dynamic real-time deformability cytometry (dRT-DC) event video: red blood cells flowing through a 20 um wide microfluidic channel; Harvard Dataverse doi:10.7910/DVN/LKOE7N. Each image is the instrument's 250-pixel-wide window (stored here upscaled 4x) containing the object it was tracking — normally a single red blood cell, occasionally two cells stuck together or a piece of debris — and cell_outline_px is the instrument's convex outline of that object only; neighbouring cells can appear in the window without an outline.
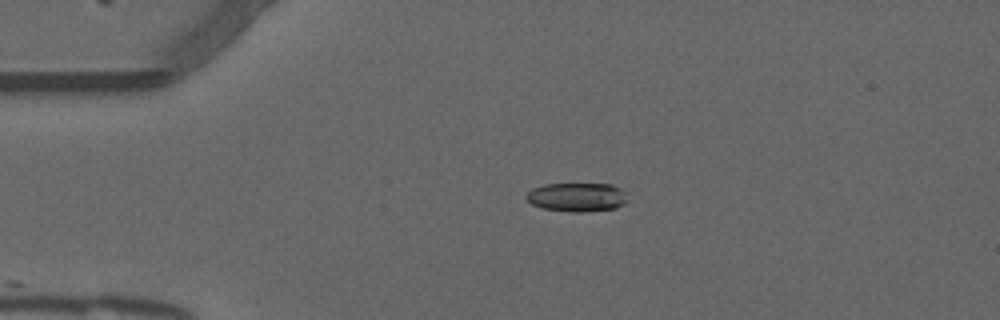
{"species": "common noctule bat (a hibernating species)", "species_latin": "Nyctalus noctula", "temperature_condition": "warm", "stored_images_in_passage": 20, "camera_frame_rate_fps": 3000, "um_per_image_px": 0.085, "animal": {"sex": "male", "forearm_length_mm": 52.5}, "frame": {"image": 1, "passage_image": 1, "time_ms": 0.0, "image_size_px": [1000, 320], "cell_outline_px": [[624, 204], [616, 208], [584, 212], [572, 212], [544, 208], [532, 204], [524, 196], [532, 188], [544, 184], [612, 184], [620, 188], [624, 192]], "centroid_in_image_um": [49.01, 16.75], "position_along_channel_um": 36.0, "area_um2": 16.88}}
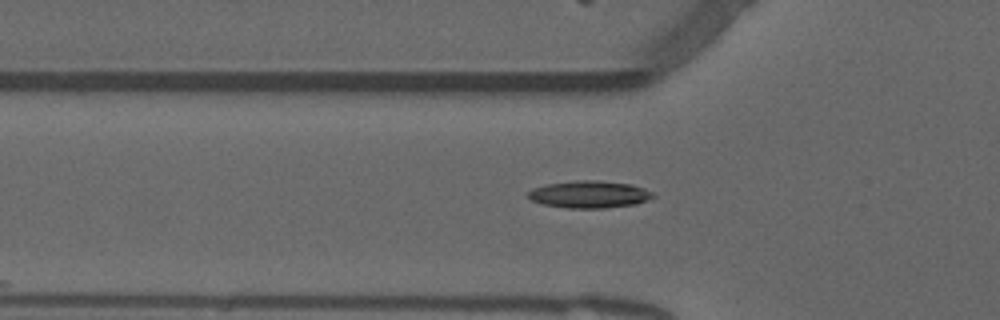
{"frame": {"image": 2, "passage_image": 7, "time_ms": 2.0, "image_size_px": [1000, 320], "cell_outline_px": [[656, 196], [648, 200], [636, 204], [604, 208], [568, 208], [544, 204], [532, 200], [528, 196], [528, 192], [532, 188], [548, 184], [576, 180], [596, 180], [632, 184], [644, 188], [652, 192]], "centroid_in_image_um": [50.13, 16.52], "position_along_channel_um": 75.7, "area_um2": 19.77}}